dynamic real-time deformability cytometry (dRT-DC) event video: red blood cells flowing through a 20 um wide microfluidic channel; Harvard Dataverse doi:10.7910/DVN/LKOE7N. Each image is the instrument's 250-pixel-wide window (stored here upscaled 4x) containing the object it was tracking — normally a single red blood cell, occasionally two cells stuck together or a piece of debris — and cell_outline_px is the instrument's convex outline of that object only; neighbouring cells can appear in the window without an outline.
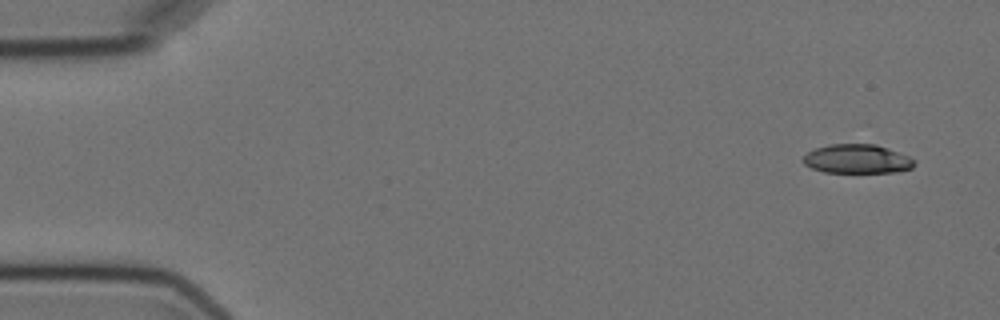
{"species": "Egyptian fruit bat (a non-hibernating species)", "species_latin": "Rousettus aegyptiacus", "temperature_condition": "cold", "stored_images_in_passage": 9, "camera_frame_rate_fps": 3000, "um_per_image_px": 0.085, "animal": {"sex": "female"}, "frame": {"image": 1, "passage_image": 1, "time_ms": 0.0, "image_size_px": [1000, 320], "cell_outline_px": [[916, 164], [912, 168], [896, 172], [824, 172], [812, 168], [804, 164], [804, 156], [808, 152], [816, 148], [828, 144], [876, 144], [888, 148], [908, 156], [916, 160]], "centroid_in_image_um": [72.89, 13.51], "position_along_channel_um": 12.1, "area_um2": 18.79}}
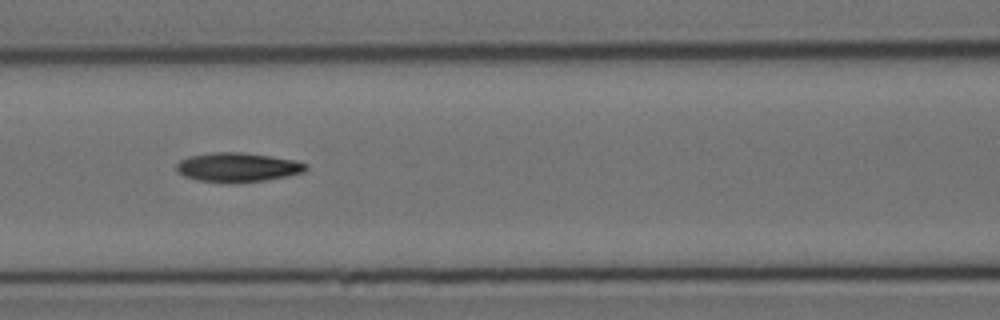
{"frame": {"image": 2, "passage_image": 7, "time_ms": 7.0, "image_size_px": [1000, 320], "cell_outline_px": [[308, 168], [304, 172], [288, 176], [264, 180], [196, 180], [184, 176], [176, 172], [176, 164], [180, 160], [188, 156], [212, 152], [240, 152], [272, 156], [296, 160], [308, 164]], "centroid_in_image_um": [20.21, 14.17], "position_along_channel_um": 146.4, "area_um2": 21.5}}
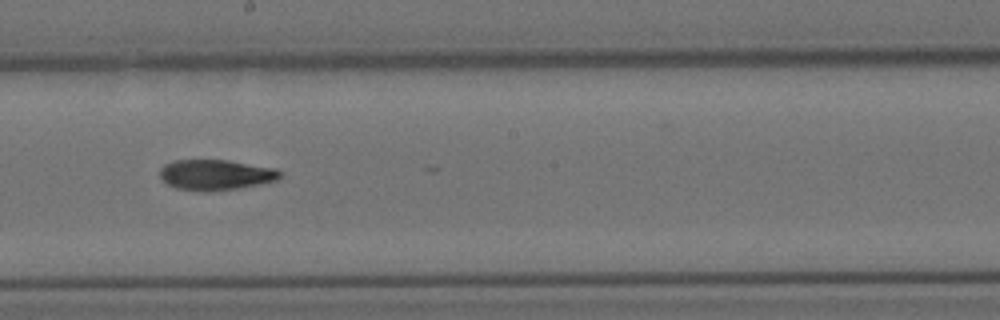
{"frame": {"image": 3, "passage_image": 9, "time_ms": 9.333, "image_size_px": [1000, 320], "cell_outline_px": [[280, 176], [276, 180], [236, 188], [204, 192], [176, 188], [168, 184], [160, 176], [160, 168], [164, 164], [176, 160], [228, 160], [276, 168], [280, 172]], "centroid_in_image_um": [18.3, 14.85], "position_along_channel_um": 229.9, "area_um2": 21.1}}